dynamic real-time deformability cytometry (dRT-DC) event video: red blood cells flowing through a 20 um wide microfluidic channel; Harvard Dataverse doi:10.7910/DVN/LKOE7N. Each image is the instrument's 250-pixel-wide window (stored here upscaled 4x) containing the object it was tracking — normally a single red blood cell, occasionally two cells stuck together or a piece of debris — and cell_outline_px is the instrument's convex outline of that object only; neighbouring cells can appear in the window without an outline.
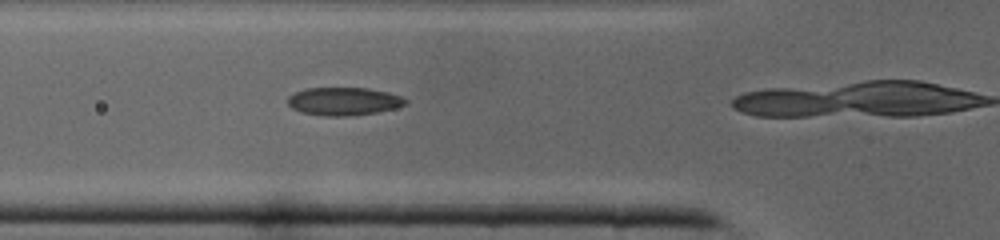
{"species": "common noctule bat (a hibernating species)", "species_latin": "Nyctalus noctula", "temperature_condition": "cold", "stored_images_in_passage": 11, "camera_frame_rate_fps": 3000, "um_per_image_px": 0.085, "animal": {"sex": "male", "body_mass_g": 19.0, "forearm_length_mm": 50.8}, "frame": {"image": 1, "passage_image": 10, "time_ms": 3.0, "image_size_px": [1000, 240], "cell_outline_px": [[408, 104], [396, 108], [376, 112], [348, 116], [324, 116], [304, 112], [292, 108], [288, 104], [288, 96], [296, 92], [308, 88], [368, 88], [388, 92], [400, 96], [408, 100]], "centroid_in_image_um": [29.25, 8.61], "position_along_channel_um": 96.5, "area_um2": 19.13}}